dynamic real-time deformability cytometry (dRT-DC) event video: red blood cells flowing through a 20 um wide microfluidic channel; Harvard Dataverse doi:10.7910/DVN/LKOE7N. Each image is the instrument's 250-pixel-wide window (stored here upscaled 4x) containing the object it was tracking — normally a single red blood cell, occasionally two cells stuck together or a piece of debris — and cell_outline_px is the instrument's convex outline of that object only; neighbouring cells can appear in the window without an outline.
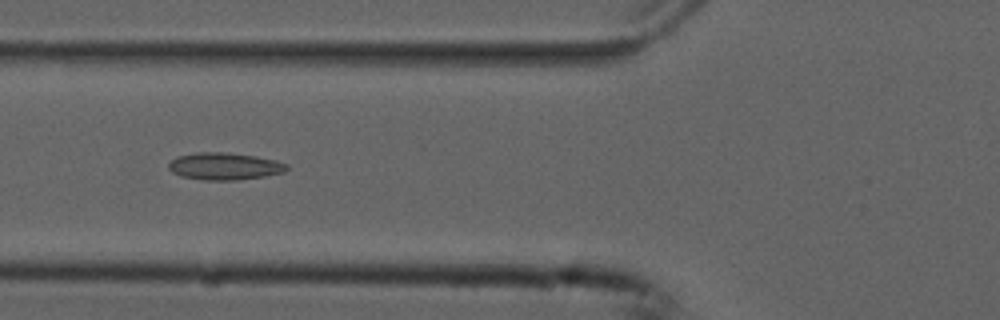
{"species": "common noctule bat (a hibernating species)", "species_latin": "Nyctalus noctula", "temperature_condition": "cold", "stored_images_in_passage": 41, "camera_frame_rate_fps": 3000, "um_per_image_px": 0.085, "animal": {"sex": "male", "forearm_length_mm": 52.5}, "frame": {"image": 1, "passage_image": 7, "time_ms": 2.0, "image_size_px": [1000, 320], "cell_outline_px": [[288, 168], [284, 172], [264, 176], [236, 180], [204, 180], [180, 176], [172, 172], [168, 168], [168, 164], [176, 156], [200, 152], [224, 152], [256, 156], [276, 160], [288, 164]], "centroid_in_image_um": [19.07, 14.13], "position_along_channel_um": 106.7, "area_um2": 18.73}}
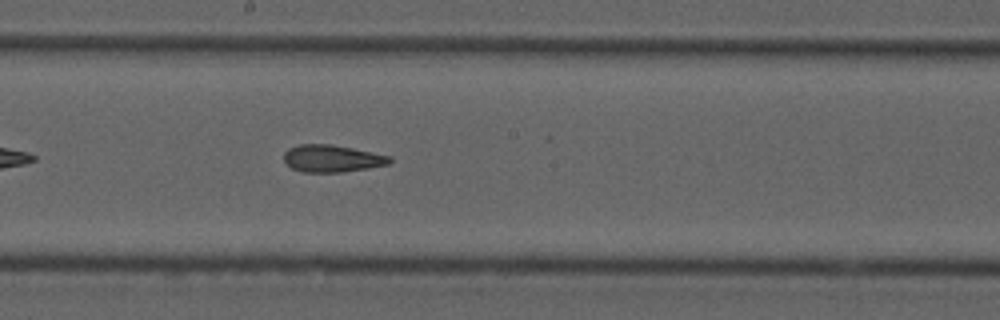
{"frame": {"image": 2, "passage_image": 16, "time_ms": 5.0, "image_size_px": [1000, 320], "cell_outline_px": [[392, 160], [388, 164], [368, 168], [340, 172], [304, 172], [292, 168], [284, 160], [284, 152], [288, 148], [300, 144], [332, 144], [392, 156]], "centroid_in_image_um": [28.22, 13.46], "position_along_channel_um": 220.0, "area_um2": 16.7}}
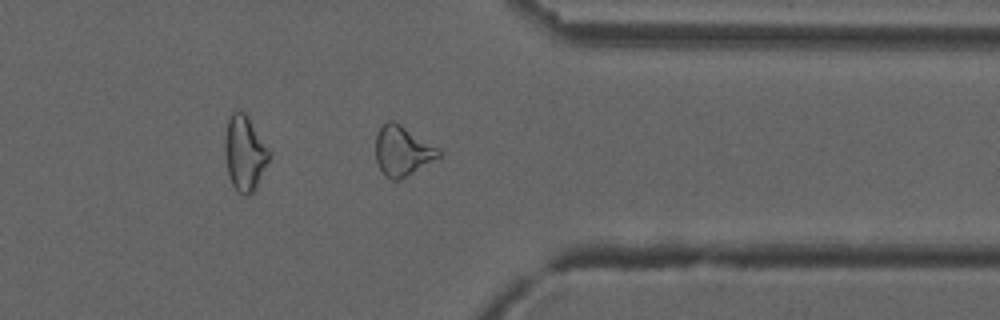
{"frame": {"image": 3, "passage_image": 29, "time_ms": 9.333, "image_size_px": [1000, 320], "cell_outline_px": [[440, 156], [400, 180], [392, 180], [384, 176], [376, 160], [376, 136], [380, 128], [388, 120], [392, 120], [400, 124], [440, 148]], "centroid_in_image_um": [34.2, 12.83], "position_along_channel_um": 377.2, "area_um2": 18.15}, "authors_computed_cell_mechanics": {"area_um2": 17.629, "velocity_mm_per_s": 3.7731, "shape_relaxation_time_tau1_ms": null, "shape_relaxation_time_tau2_ms": 4.9944, "deformation_change_tau1": null, "deformation_change_tau2": 0.1484}}